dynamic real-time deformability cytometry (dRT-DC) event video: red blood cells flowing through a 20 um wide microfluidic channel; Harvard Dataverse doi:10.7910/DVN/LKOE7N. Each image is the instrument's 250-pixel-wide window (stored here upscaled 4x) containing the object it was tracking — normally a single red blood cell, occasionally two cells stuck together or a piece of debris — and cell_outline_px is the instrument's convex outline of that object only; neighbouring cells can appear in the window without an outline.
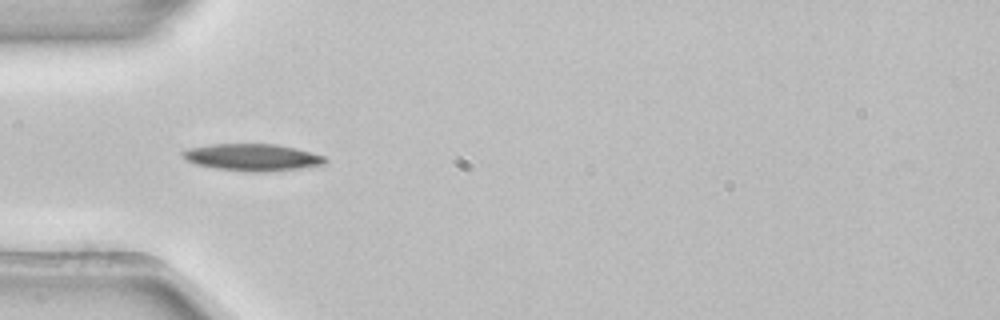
{"species": "common noctule bat (a hibernating species)", "species_latin": "Nyctalus noctula", "temperature_condition": "room temperature", "stored_images_in_passage": 3, "camera_frame_rate_fps": 3000, "um_per_image_px": 0.085, "animal": {"sex": "female", "body_mass_g": 22.7, "forearm_length_mm": 54.2}, "frame": {"image": 1, "passage_image": 3, "time_ms": 0.667, "image_size_px": [1000, 320], "cell_outline_px": [[328, 160], [324, 164], [296, 168], [264, 172], [252, 172], [216, 168], [196, 164], [188, 160], [180, 152], [188, 148], [212, 144], [276, 144], [296, 148], [324, 156]], "centroid_in_image_um": [21.45, 13.36], "position_along_channel_um": 63.6, "area_um2": 22.08}}